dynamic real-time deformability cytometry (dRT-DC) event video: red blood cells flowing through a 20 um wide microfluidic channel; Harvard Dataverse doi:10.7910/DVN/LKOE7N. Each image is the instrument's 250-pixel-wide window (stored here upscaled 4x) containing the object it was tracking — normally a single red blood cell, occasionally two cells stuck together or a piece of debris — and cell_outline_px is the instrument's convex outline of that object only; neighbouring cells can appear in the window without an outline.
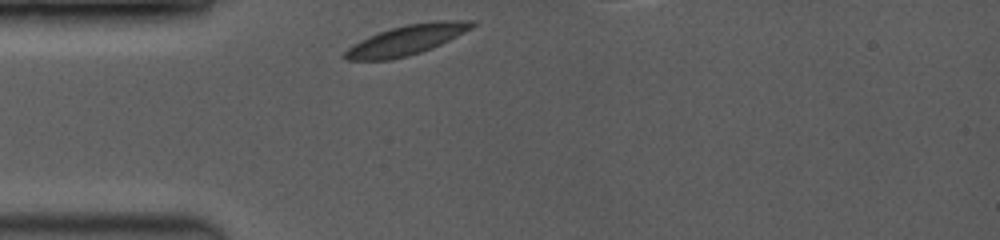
{"species": "common noctule bat (a hibernating species)", "species_latin": "Nyctalus noctula", "temperature_condition": "room temperature", "stored_images_in_passage": 40, "segment_of_instrument_passage": [1, 2], "camera_frame_rate_fps": 3500, "um_per_image_px": 0.085, "animal": {"sex": "female", "body_mass_g": 19.0, "forearm_length_mm": 53.3}, "frame": {"image": 1, "passage_image": 1, "time_ms": 0.0, "image_size_px": [1000, 240], "cell_outline_px": [[476, 24], [472, 28], [432, 48], [408, 56], [388, 60], [348, 60], [340, 56], [352, 44], [368, 36], [392, 28], [408, 24], [436, 20], [476, 20]], "centroid_in_image_um": [34.54, 3.39], "position_along_channel_um": 50.5, "area_um2": 22.08}}
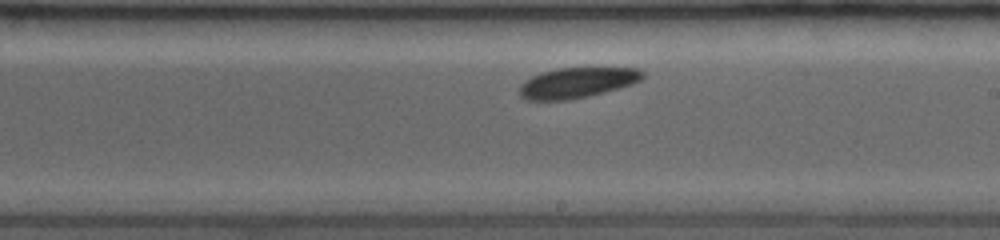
{"frame": {"image": 2, "passage_image": 19, "time_ms": 5.143, "image_size_px": [1000, 240], "cell_outline_px": [[644, 76], [640, 80], [632, 84], [604, 92], [588, 96], [568, 100], [528, 100], [520, 96], [520, 84], [524, 80], [540, 72], [556, 68], [640, 68], [644, 72]], "centroid_in_image_um": [49.03, 7.02], "position_along_channel_um": 240.0, "area_um2": 21.85}}
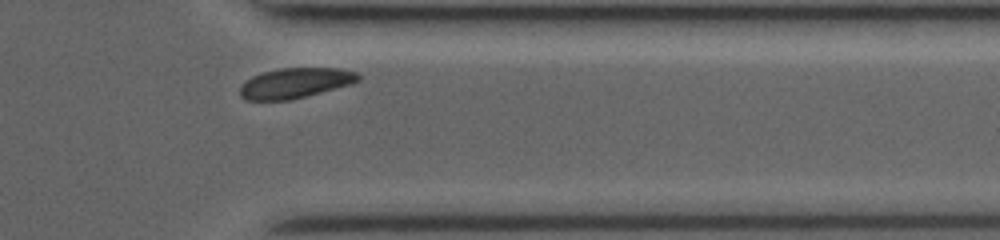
{"frame": {"image": 3, "passage_image": 35, "time_ms": 8.857, "image_size_px": [1000, 240], "cell_outline_px": [[360, 80], [352, 84], [288, 100], [244, 100], [240, 96], [240, 88], [252, 76], [264, 72], [280, 68], [340, 68], [356, 72], [360, 76]], "centroid_in_image_um": [25.11, 7.05], "position_along_channel_um": 386.3, "area_um2": 20.58}}